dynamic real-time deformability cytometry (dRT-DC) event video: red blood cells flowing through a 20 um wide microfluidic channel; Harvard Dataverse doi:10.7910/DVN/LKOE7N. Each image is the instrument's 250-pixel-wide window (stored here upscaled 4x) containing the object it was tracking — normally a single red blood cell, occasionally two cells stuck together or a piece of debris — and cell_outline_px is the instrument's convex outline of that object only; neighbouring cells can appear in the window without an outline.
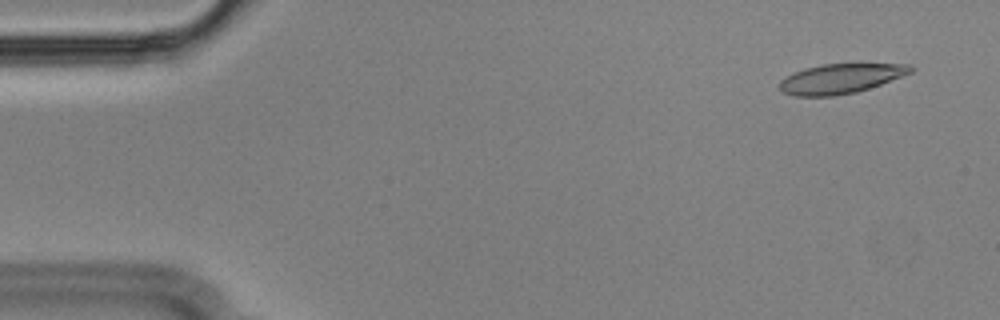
{"species": "Egyptian fruit bat (a non-hibernating species)", "species_latin": "Rousettus aegyptiacus", "temperature_condition": "cold", "stored_images_in_passage": 55, "camera_frame_rate_fps": 3000, "um_per_image_px": 0.085, "animal": {"sex": "male"}, "frame": {"image": 1, "passage_image": 3, "time_ms": 0.667, "image_size_px": [1000, 320], "cell_outline_px": [[916, 68], [912, 72], [880, 84], [856, 92], [836, 96], [792, 96], [784, 92], [780, 88], [780, 80], [784, 76], [804, 68], [824, 64], [908, 64]], "centroid_in_image_um": [71.42, 6.68], "position_along_channel_um": 13.6, "area_um2": 22.6}}
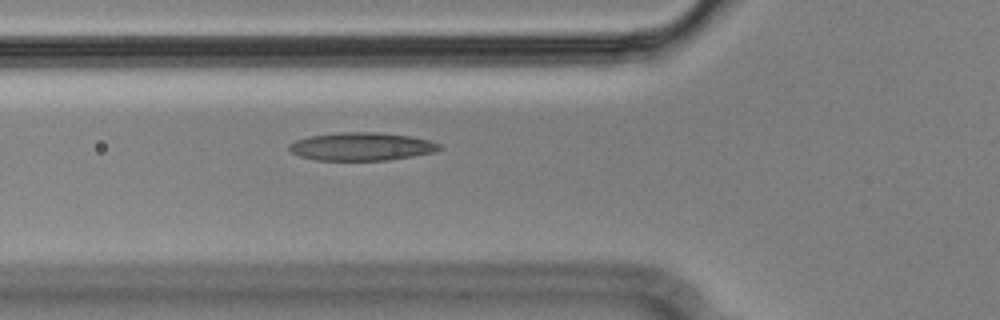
{"frame": {"image": 2, "passage_image": 19, "time_ms": 6.0, "image_size_px": [1000, 320], "cell_outline_px": [[440, 148], [432, 152], [412, 156], [388, 160], [316, 160], [300, 156], [292, 152], [288, 148], [288, 144], [296, 140], [308, 136], [340, 132], [380, 132], [408, 136], [432, 140], [440, 144]], "centroid_in_image_um": [30.7, 12.44], "position_along_channel_um": 95.1, "area_um2": 24.51}}
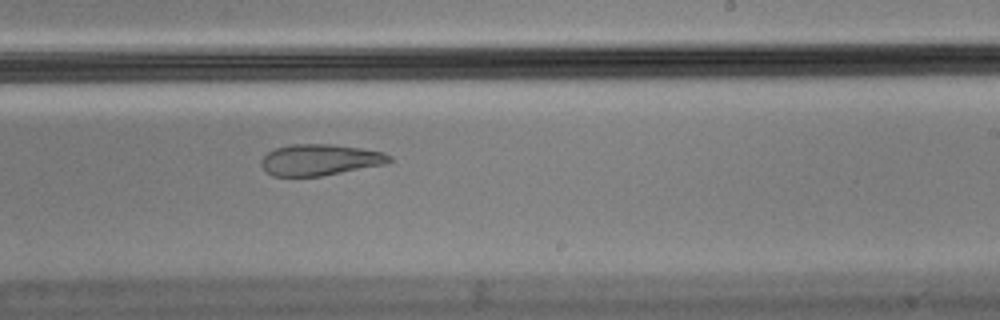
{"frame": {"image": 3, "passage_image": 33, "time_ms": 10.667, "image_size_px": [1000, 320], "cell_outline_px": [[392, 160], [384, 164], [320, 176], [272, 176], [260, 164], [260, 160], [268, 152], [276, 148], [292, 144], [332, 144], [360, 148], [384, 152], [392, 156]], "centroid_in_image_um": [27.19, 13.58], "position_along_channel_um": 261.8, "area_um2": 23.12}, "authors_computed_cell_mechanics": {"area_um2": 24.276, "velocity_mm_per_s": 3.5665, "shape_relaxation_time_tau1_ms": null, "shape_relaxation_time_tau2_ms": 6.412, "deformation_change_tau1": null, "deformation_change_tau2": 0.1152}}